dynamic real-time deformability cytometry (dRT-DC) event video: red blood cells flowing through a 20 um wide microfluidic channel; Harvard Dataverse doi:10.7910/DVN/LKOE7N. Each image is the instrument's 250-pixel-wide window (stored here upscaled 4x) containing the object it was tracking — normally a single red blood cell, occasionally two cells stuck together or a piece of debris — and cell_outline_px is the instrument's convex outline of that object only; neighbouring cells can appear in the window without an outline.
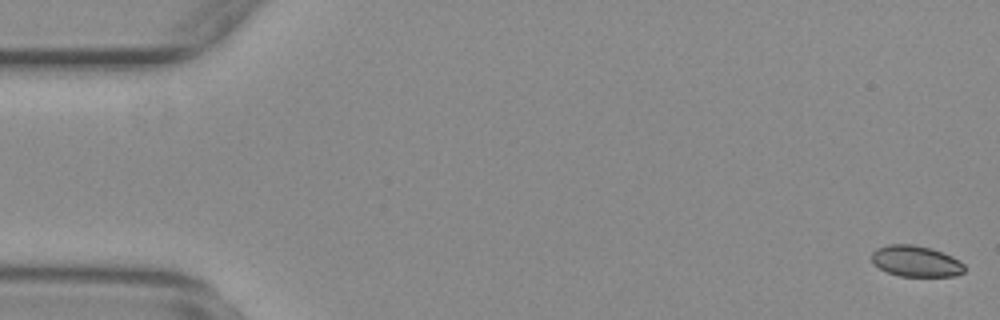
{"species": "common noctule bat (a hibernating species)", "species_latin": "Nyctalus noctula", "temperature_condition": "warm", "stored_images_in_passage": 55, "camera_frame_rate_fps": 3000, "um_per_image_px": 0.085, "animal": {"sex": "female", "body_mass_g": 29.2, "forearm_length_mm": 56.3}, "frame": {"image": 1, "passage_image": 1, "time_ms": 0.0, "image_size_px": [1000, 320], "cell_outline_px": [[964, 272], [956, 276], [900, 276], [888, 272], [880, 268], [872, 260], [872, 252], [876, 248], [888, 244], [912, 244], [932, 248], [952, 256], [960, 260], [964, 264]], "centroid_in_image_um": [77.88, 22.19], "position_along_channel_um": 7.1, "area_um2": 16.82}}
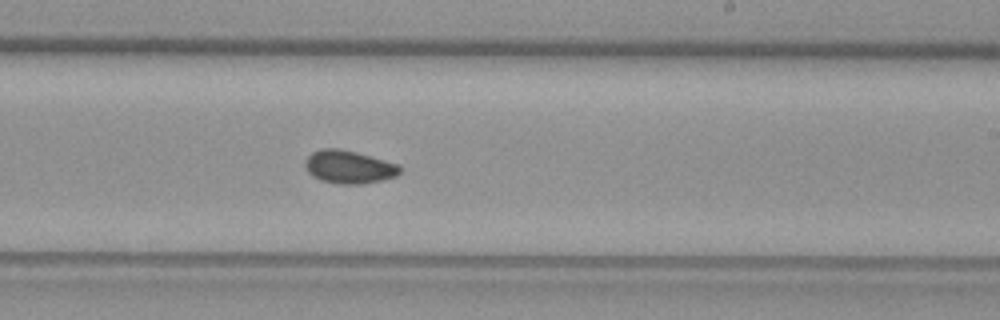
{"frame": {"image": 2, "passage_image": 33, "time_ms": 10.667, "image_size_px": [1000, 320], "cell_outline_px": [[404, 168], [396, 176], [380, 180], [360, 184], [340, 184], [320, 180], [312, 176], [304, 168], [304, 160], [312, 152], [320, 148], [340, 148], [356, 152], [400, 164]], "centroid_in_image_um": [29.64, 14.18], "position_along_channel_um": 259.4, "area_um2": 18.5}}
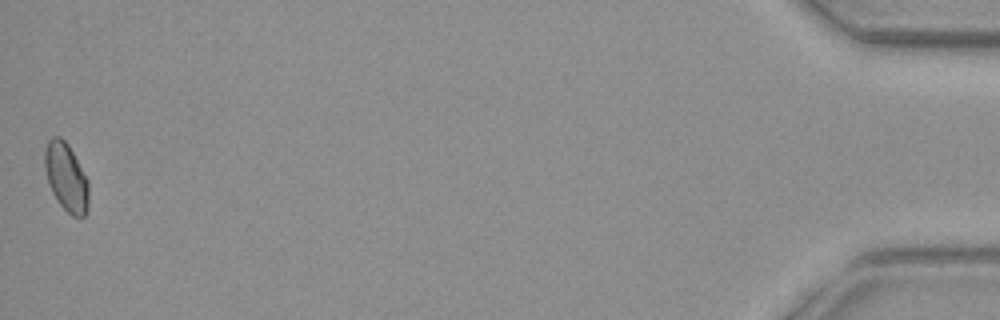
{"frame": {"image": 3, "passage_image": 55, "time_ms": 18.0, "image_size_px": [1000, 320], "cell_outline_px": [[88, 208], [84, 216], [72, 216], [56, 200], [48, 184], [44, 168], [44, 152], [48, 140], [52, 136], [60, 136], [68, 144], [88, 180]], "centroid_in_image_um": [5.6, 15.04], "position_along_channel_um": 429.6, "area_um2": 17.51}, "authors_computed_cell_mechanics": {"area_um2": 17.5134, "velocity_mm_per_s": 3.7411, "shape_relaxation_time_tau1_ms": null, "shape_relaxation_time_tau2_ms": 3.2205, "deformation_change_tau1": null, "deformation_change_tau2": 0.0686}}